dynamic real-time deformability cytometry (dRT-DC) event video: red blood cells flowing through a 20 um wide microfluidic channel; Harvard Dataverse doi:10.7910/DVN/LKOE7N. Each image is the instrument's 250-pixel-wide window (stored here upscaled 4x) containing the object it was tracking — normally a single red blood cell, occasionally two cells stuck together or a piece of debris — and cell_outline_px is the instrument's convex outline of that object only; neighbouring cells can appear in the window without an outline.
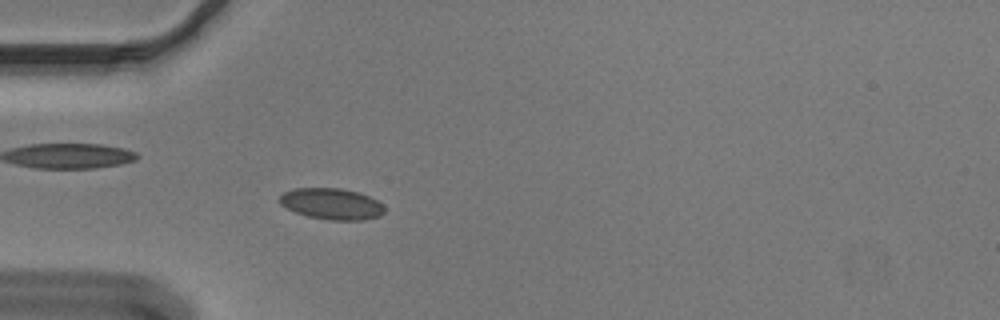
{"species": "Egyptian fruit bat (a non-hibernating species)", "species_latin": "Rousettus aegyptiacus", "temperature_condition": "cold", "stored_images_in_passage": 54, "camera_frame_rate_fps": 3000, "um_per_image_px": 0.085, "animal": {"sex": "male"}, "frame": {"image": 1, "passage_image": 15, "time_ms": 4.667, "image_size_px": [1000, 320], "cell_outline_px": [[384, 212], [380, 216], [364, 220], [332, 220], [308, 216], [296, 212], [280, 204], [280, 196], [284, 192], [296, 188], [340, 188], [360, 192], [384, 204]], "centroid_in_image_um": [28.23, 17.32], "position_along_channel_um": 56.8, "area_um2": 19.02}}
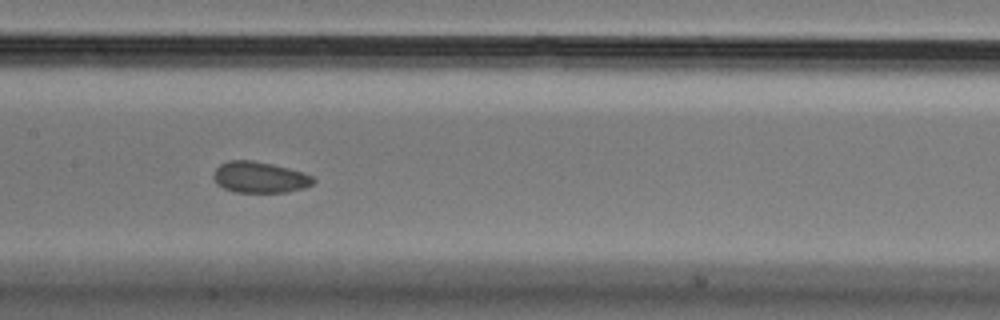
{"frame": {"image": 2, "passage_image": 26, "time_ms": 8.333, "image_size_px": [1000, 320], "cell_outline_px": [[316, 180], [312, 184], [304, 188], [288, 192], [232, 192], [216, 184], [212, 176], [216, 168], [220, 164], [228, 160], [252, 160], [272, 164], [288, 168], [312, 176]], "centroid_in_image_um": [22.04, 15.07], "position_along_channel_um": 185.4, "area_um2": 18.15}}
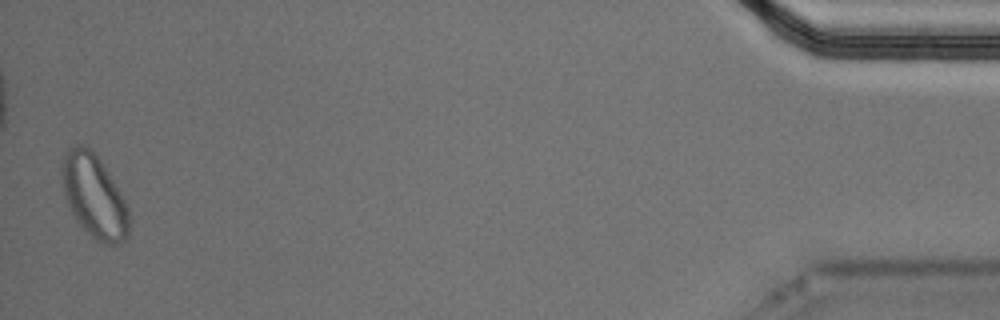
{"frame": {"image": 3, "passage_image": 53, "time_ms": 17.333, "image_size_px": [1000, 320], "cell_outline_px": [[128, 236], [120, 244], [104, 244], [96, 240], [76, 220], [68, 204], [64, 192], [60, 172], [60, 164], [64, 152], [68, 148], [76, 144], [80, 144], [88, 148], [100, 160], [120, 192], [128, 208]], "centroid_in_image_um": [7.97, 16.66], "position_along_channel_um": 427.2, "area_um2": 32.25}, "authors_computed_cell_mechanics": {"area_um2": 18.9295, "velocity_mm_per_s": 3.6413, "shape_relaxation_time_tau1_ms": null, "shape_relaxation_time_tau2_ms": 1.6724, "deformation_change_tau1": null, "deformation_change_tau2": 0.0547}}